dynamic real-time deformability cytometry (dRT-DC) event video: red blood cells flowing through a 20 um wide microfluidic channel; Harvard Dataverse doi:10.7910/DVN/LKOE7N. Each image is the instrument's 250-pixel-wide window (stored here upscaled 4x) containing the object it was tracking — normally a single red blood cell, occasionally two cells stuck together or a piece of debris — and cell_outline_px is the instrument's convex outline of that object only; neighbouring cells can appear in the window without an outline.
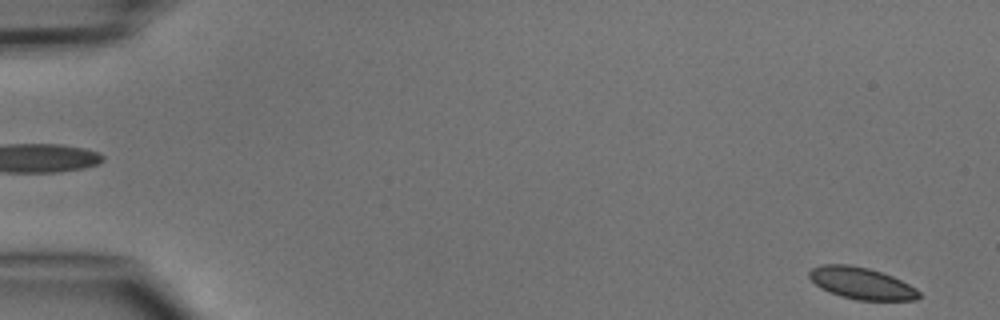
{"species": "common noctule bat (a hibernating species)", "species_latin": "Nyctalus noctula", "temperature_condition": "cold", "stored_images_in_passage": 4, "camera_frame_rate_fps": 3000, "um_per_image_px": 0.085, "animal": {"sex": "male", "body_mass_g": 15.6}, "frame": {"image": 1, "passage_image": 4, "time_ms": 3.667, "image_size_px": [1000, 320], "cell_outline_px": [[920, 296], [916, 300], [856, 300], [840, 296], [828, 292], [820, 288], [808, 276], [808, 272], [812, 268], [820, 264], [848, 264], [868, 268], [892, 276], [916, 288], [920, 292]], "centroid_in_image_um": [73.19, 24.08], "position_along_channel_um": 11.8, "area_um2": 20.35}}